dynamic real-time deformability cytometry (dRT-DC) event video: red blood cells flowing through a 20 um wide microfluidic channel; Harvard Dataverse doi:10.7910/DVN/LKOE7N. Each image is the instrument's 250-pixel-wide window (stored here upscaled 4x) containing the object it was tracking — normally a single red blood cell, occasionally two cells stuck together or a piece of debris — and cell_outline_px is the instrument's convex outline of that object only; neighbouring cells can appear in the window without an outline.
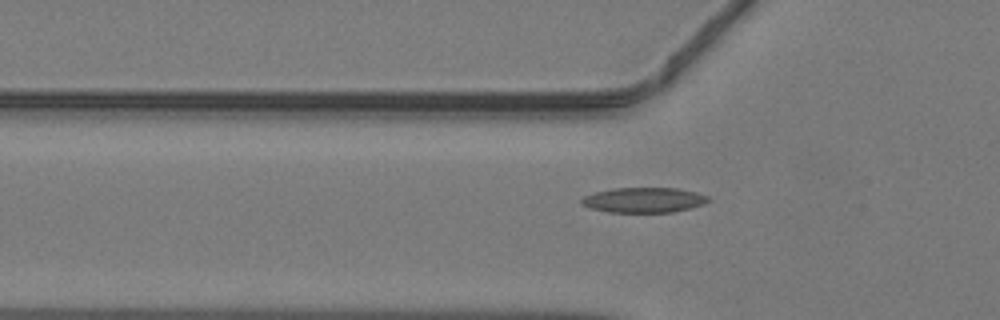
{"species": "common noctule bat (a hibernating species)", "species_latin": "Nyctalus noctula", "temperature_condition": "warm", "stored_images_in_passage": 31, "camera_frame_rate_fps": 3000, "um_per_image_px": 0.085, "animal": {"sex": "male", "body_mass_g": 19.2, "forearm_length_mm": 51.8}, "frame": {"image": 1, "passage_image": 5, "time_ms": 1.333, "image_size_px": [1000, 320], "cell_outline_px": [[712, 200], [704, 204], [672, 212], [608, 212], [588, 208], [580, 204], [580, 200], [584, 196], [592, 192], [612, 188], [676, 188], [696, 192], [708, 196]], "centroid_in_image_um": [54.68, 17.0], "position_along_channel_um": 71.1, "area_um2": 18.73}}
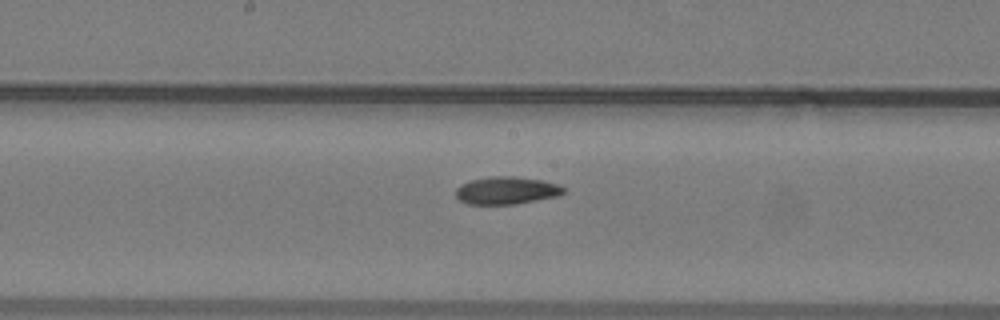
{"frame": {"image": 2, "passage_image": 14, "time_ms": 4.333, "image_size_px": [1000, 320], "cell_outline_px": [[564, 192], [556, 196], [516, 204], [468, 204], [460, 200], [456, 196], [456, 188], [460, 184], [472, 180], [488, 176], [516, 176], [540, 180], [556, 184], [564, 188]], "centroid_in_image_um": [43.0, 16.18], "position_along_channel_um": 205.2, "area_um2": 17.17}}
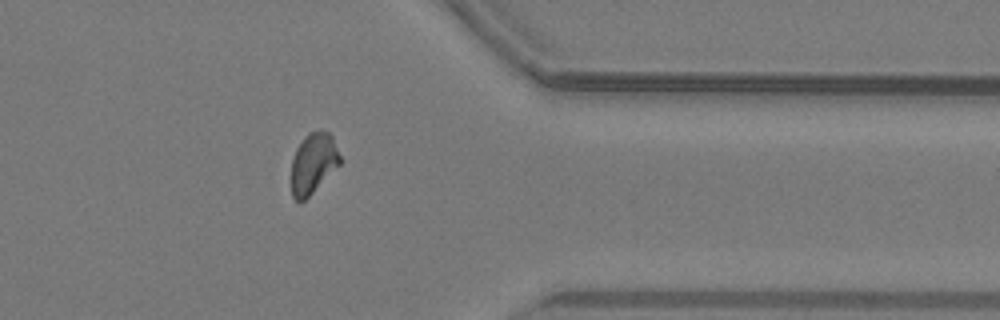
{"frame": {"image": 3, "passage_image": 27, "time_ms": 8.667, "image_size_px": [1000, 320], "cell_outline_px": [[340, 164], [300, 204], [292, 196], [292, 160], [296, 148], [304, 136], [308, 132], [320, 128], [328, 132], [332, 136], [340, 156]], "centroid_in_image_um": [26.61, 13.83], "position_along_channel_um": 384.8, "area_um2": 17.11}}